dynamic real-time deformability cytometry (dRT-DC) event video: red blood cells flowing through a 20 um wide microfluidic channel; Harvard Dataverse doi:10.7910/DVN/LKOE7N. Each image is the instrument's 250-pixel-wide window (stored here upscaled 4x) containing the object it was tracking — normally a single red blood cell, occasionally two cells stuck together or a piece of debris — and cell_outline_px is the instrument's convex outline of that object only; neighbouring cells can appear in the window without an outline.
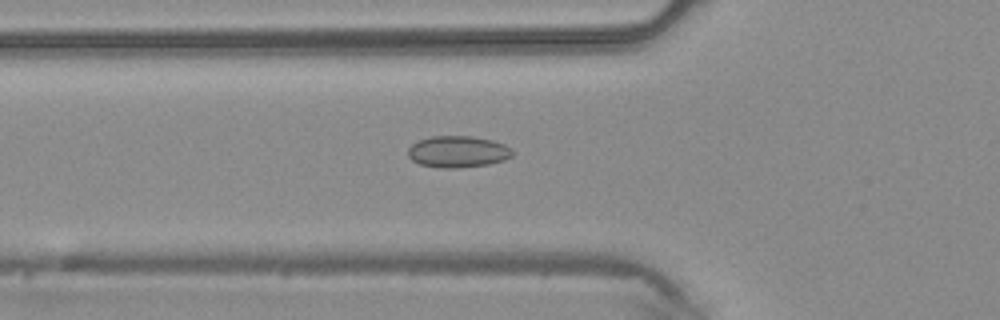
{"species": "common noctule bat (a hibernating species)", "species_latin": "Nyctalus noctula", "temperature_condition": "warm", "stored_images_in_passage": 33, "camera_frame_rate_fps": 3000, "um_per_image_px": 0.085, "animal": {"sex": "male", "body_mass_g": 20.4}, "frame": {"image": 1, "passage_image": 5, "time_ms": 1.333, "image_size_px": [1000, 320], "cell_outline_px": [[516, 152], [512, 156], [504, 160], [488, 164], [456, 168], [440, 168], [420, 164], [412, 160], [408, 156], [408, 148], [412, 144], [420, 140], [432, 136], [472, 136], [492, 140], [504, 144], [512, 148]], "centroid_in_image_um": [38.95, 12.89], "position_along_channel_um": 86.9, "area_um2": 19.31}}
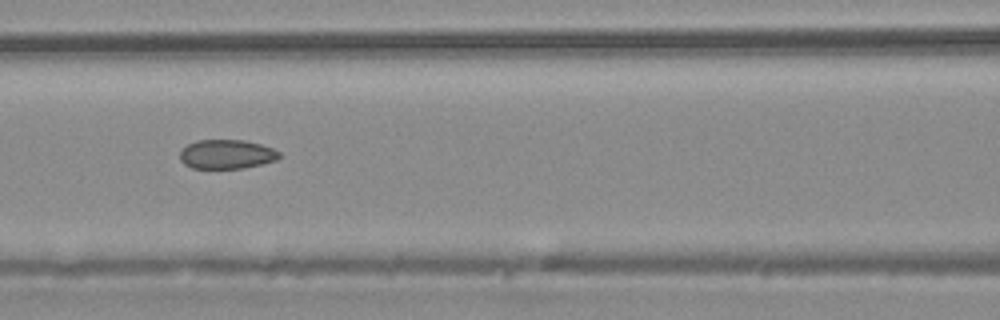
{"frame": {"image": 2, "passage_image": 9, "time_ms": 2.667, "image_size_px": [1000, 320], "cell_outline_px": [[284, 156], [276, 160], [244, 168], [192, 168], [184, 164], [180, 160], [180, 152], [188, 144], [196, 140], [244, 140], [260, 144], [272, 148], [280, 152]], "centroid_in_image_um": [19.29, 13.11], "position_along_channel_um": 147.3, "area_um2": 16.94}}
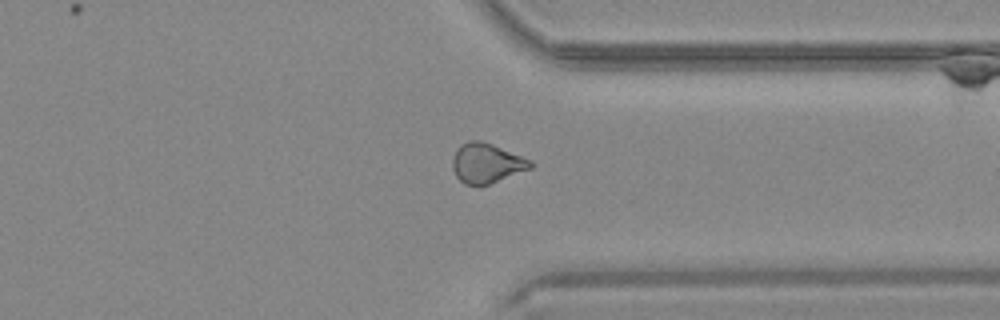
{"frame": {"image": 3, "passage_image": 24, "time_ms": 7.667, "image_size_px": [1000, 320], "cell_outline_px": [[536, 164], [532, 168], [480, 188], [464, 184], [456, 176], [452, 168], [452, 160], [460, 144], [468, 140], [480, 140], [492, 144], [532, 160]], "centroid_in_image_um": [41.37, 13.9], "position_along_channel_um": 370.0, "area_um2": 18.5}}